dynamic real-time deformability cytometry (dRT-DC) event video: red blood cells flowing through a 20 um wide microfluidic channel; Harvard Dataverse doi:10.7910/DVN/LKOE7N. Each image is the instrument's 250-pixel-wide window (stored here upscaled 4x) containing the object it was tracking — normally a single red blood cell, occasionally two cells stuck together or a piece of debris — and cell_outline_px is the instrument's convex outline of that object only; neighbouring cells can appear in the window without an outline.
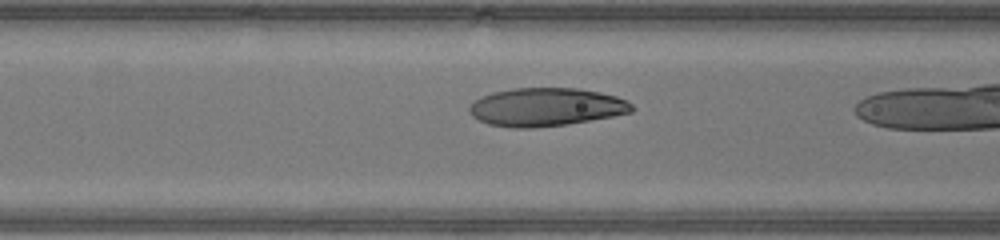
{"species": "human", "species_latin": "Homo sapiens", "temperature_condition": "warm", "stored_images_in_passage": 15, "camera_frame_rate_fps": 3000, "um_per_image_px": 0.085, "donor": {"sex": "male"}, "frame": {"image": 1, "passage_image": 13, "time_ms": 4.0, "image_size_px": [1000, 240], "cell_outline_px": [[632, 112], [612, 116], [568, 124], [532, 128], [512, 128], [488, 124], [472, 116], [468, 112], [468, 108], [480, 96], [492, 92], [512, 88], [576, 88], [600, 92], [616, 96], [628, 100], [632, 104]], "centroid_in_image_um": [46.39, 9.1], "position_along_channel_um": 120.2, "area_um2": 36.3}}